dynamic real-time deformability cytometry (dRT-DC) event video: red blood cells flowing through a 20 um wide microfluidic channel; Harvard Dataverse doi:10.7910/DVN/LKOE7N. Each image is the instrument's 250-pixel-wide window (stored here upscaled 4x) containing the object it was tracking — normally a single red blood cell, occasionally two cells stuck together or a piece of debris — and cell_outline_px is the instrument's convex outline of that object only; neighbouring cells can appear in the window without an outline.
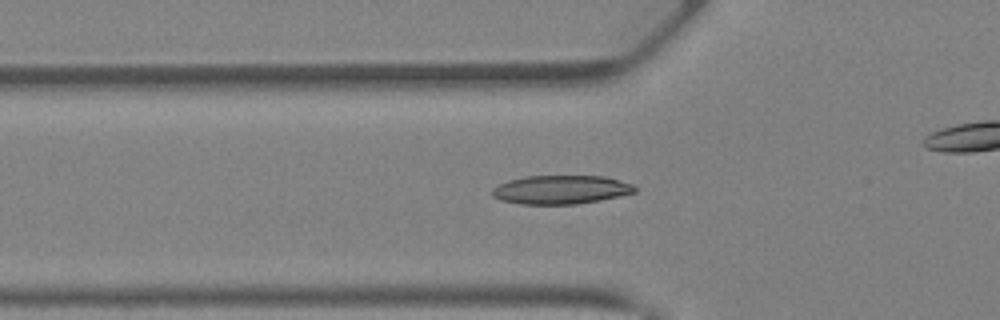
{"species": "Egyptian fruit bat (a non-hibernating species)", "species_latin": "Rousettus aegyptiacus", "temperature_condition": "warm", "stored_images_in_passage": 32, "camera_frame_rate_fps": 3000, "um_per_image_px": 0.085, "animal": {"sex": "female"}, "frame": {"image": 1, "passage_image": 5, "time_ms": 1.333, "image_size_px": [1000, 320], "cell_outline_px": [[636, 192], [600, 200], [576, 204], [520, 204], [500, 200], [492, 196], [492, 188], [508, 180], [524, 176], [604, 176], [632, 184], [636, 188]], "centroid_in_image_um": [47.64, 16.12], "position_along_channel_um": 78.2, "area_um2": 23.81}}
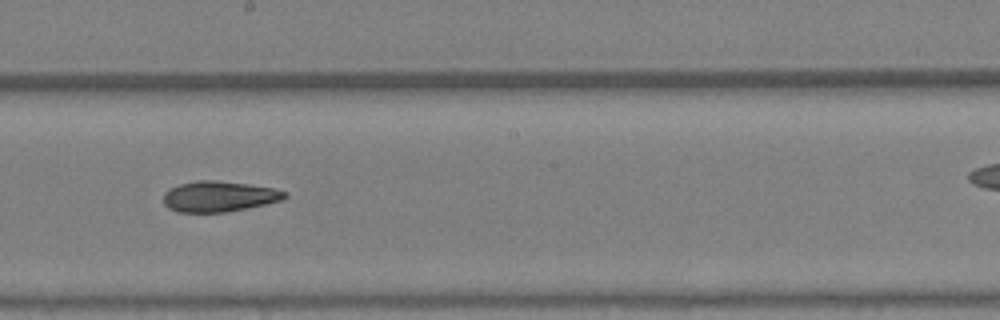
{"frame": {"image": 2, "passage_image": 14, "time_ms": 4.333, "image_size_px": [1000, 320], "cell_outline_px": [[288, 196], [284, 200], [224, 212], [176, 212], [168, 208], [164, 204], [164, 192], [168, 188], [180, 184], [196, 180], [216, 180], [248, 184], [272, 188], [288, 192]], "centroid_in_image_um": [18.59, 16.69], "position_along_channel_um": 229.6, "area_um2": 21.68}}
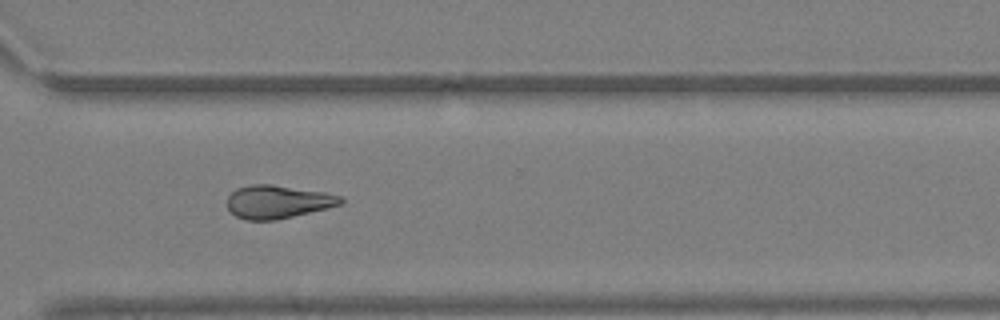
{"frame": {"image": 3, "passage_image": 21, "time_ms": 6.667, "image_size_px": [1000, 320], "cell_outline_px": [[344, 200], [340, 204], [328, 208], [276, 220], [244, 220], [236, 216], [228, 208], [228, 196], [236, 188], [252, 184], [272, 184], [324, 192], [340, 196]], "centroid_in_image_um": [23.59, 17.15], "position_along_channel_um": 347.0, "area_um2": 21.85}}